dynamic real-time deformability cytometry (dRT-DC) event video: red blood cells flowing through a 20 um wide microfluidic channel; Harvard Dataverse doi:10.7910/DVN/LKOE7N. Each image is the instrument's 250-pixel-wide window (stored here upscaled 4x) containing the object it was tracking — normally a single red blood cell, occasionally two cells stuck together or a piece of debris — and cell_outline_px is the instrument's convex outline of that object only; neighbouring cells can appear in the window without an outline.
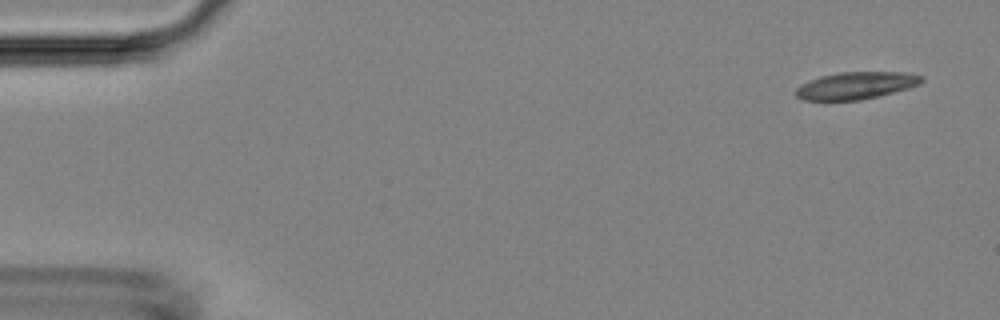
{"species": "Egyptian fruit bat (a non-hibernating species)", "species_latin": "Rousettus aegyptiacus", "temperature_condition": "room temperature", "stored_images_in_passage": 5, "camera_frame_rate_fps": 3000, "um_per_image_px": 0.085, "animal": {"sex": "female"}, "frame": {"image": 1, "passage_image": 1, "time_ms": 0.0, "image_size_px": [1000, 320], "cell_outline_px": [[924, 80], [920, 84], [908, 88], [880, 96], [860, 100], [804, 100], [796, 96], [796, 88], [800, 84], [820, 76], [840, 72], [904, 72], [924, 76]], "centroid_in_image_um": [72.78, 7.27], "position_along_channel_um": 12.2, "area_um2": 20.0}}
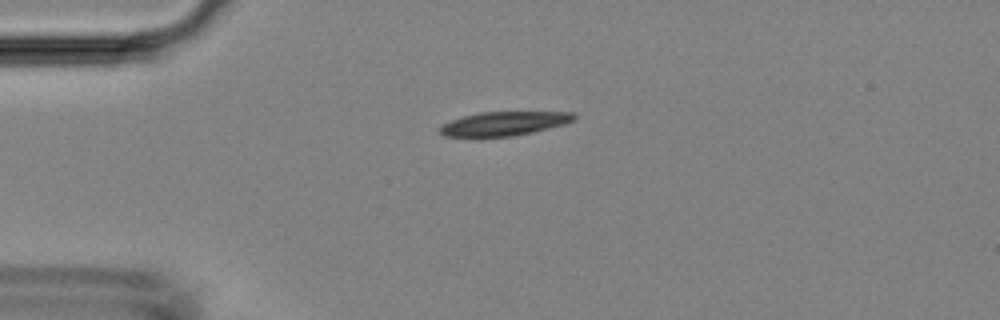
{"frame": {"image": 2, "passage_image": 4, "time_ms": 3.333, "image_size_px": [1000, 320], "cell_outline_px": [[576, 120], [564, 124], [532, 132], [512, 136], [480, 140], [476, 140], [444, 136], [436, 132], [444, 124], [452, 120], [464, 116], [480, 112], [572, 112], [576, 116]], "centroid_in_image_um": [42.74, 10.56], "position_along_channel_um": 42.3, "area_um2": 19.54}}